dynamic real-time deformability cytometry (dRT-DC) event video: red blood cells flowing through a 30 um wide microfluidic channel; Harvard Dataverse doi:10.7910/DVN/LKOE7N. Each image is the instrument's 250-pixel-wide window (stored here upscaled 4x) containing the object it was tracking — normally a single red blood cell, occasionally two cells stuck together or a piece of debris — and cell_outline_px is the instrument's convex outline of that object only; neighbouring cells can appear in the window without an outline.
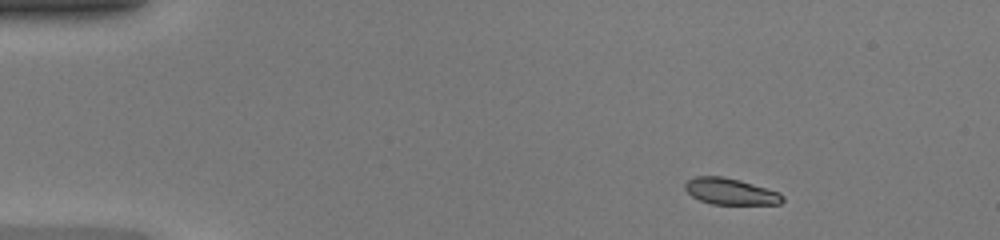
{"species": "common noctule bat (a hibernating species)", "species_latin": "Nyctalus noctula", "temperature_condition": "warm", "stored_images_in_passage": 42, "camera_frame_rate_fps": 3000, "um_per_image_px": 0.085, "animal": {"sex": "female", "body_mass_g": 20.0, "forearm_length_mm": 54.0}, "frame": {"image": 1, "passage_image": 1, "time_ms": 0.0, "image_size_px": [1000, 240], "cell_outline_px": [[784, 200], [780, 204], [712, 204], [700, 200], [692, 196], [684, 188], [684, 184], [688, 180], [696, 176], [720, 176], [740, 180], [780, 192], [784, 196]], "centroid_in_image_um": [62.1, 16.27], "position_along_channel_um": 22.9, "area_um2": 14.97}}
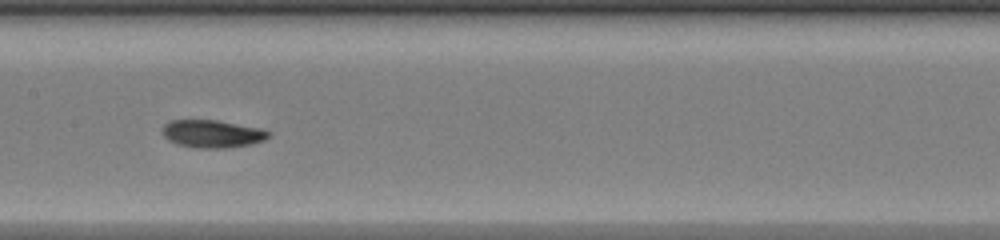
{"frame": {"image": 2, "passage_image": 19, "time_ms": 6.0, "image_size_px": [1000, 240], "cell_outline_px": [[272, 136], [264, 140], [248, 144], [224, 148], [196, 148], [176, 144], [168, 140], [164, 136], [160, 128], [168, 120], [216, 120], [260, 128], [272, 132]], "centroid_in_image_um": [18.01, 11.37], "position_along_channel_um": 189.4, "area_um2": 17.28}}
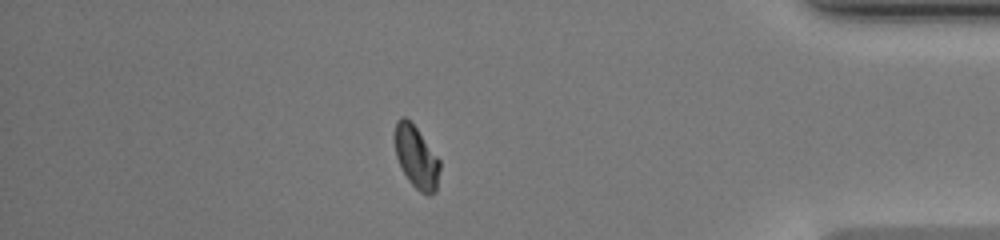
{"frame": {"image": 3, "passage_image": 36, "time_ms": 11.667, "image_size_px": [1000, 240], "cell_outline_px": [[440, 168], [436, 192], [428, 196], [420, 192], [408, 180], [396, 156], [396, 120], [400, 116], [404, 116], [416, 128], [440, 160]], "centroid_in_image_um": [35.41, 13.4], "position_along_channel_um": 399.8, "area_um2": 16.01}, "authors_computed_cell_mechanics": {"area_um2": 16.6175, "velocity_mm_per_s": 4.3171, "shape_relaxation_time_tau1_ms": 3.1443, "shape_relaxation_time_tau2_ms": null, "deformation_change_tau1": 0.1572, "deformation_change_tau2": null}}